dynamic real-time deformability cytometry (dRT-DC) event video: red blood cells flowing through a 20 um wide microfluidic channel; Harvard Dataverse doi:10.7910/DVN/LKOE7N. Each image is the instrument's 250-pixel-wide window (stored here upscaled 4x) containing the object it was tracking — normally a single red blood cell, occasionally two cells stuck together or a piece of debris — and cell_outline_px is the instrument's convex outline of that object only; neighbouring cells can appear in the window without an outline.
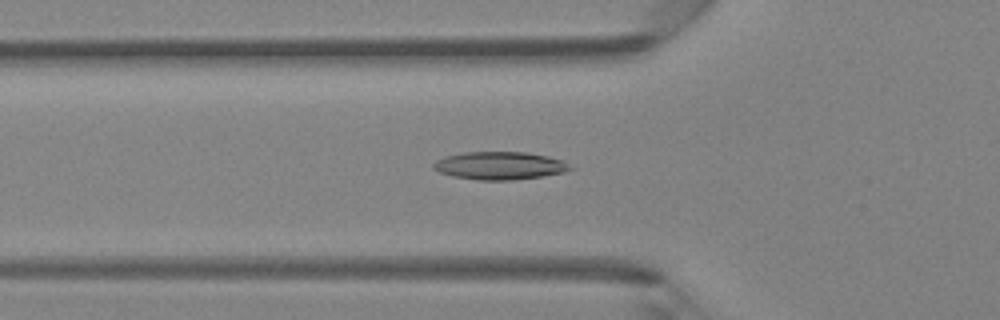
{"species": "Egyptian fruit bat (a non-hibernating species)", "species_latin": "Rousettus aegyptiacus", "temperature_condition": "room temperature", "stored_images_in_passage": 33, "camera_frame_rate_fps": 3000, "um_per_image_px": 0.085, "animal": {"sex": "female"}, "frame": {"image": 1, "passage_image": 6, "time_ms": 1.667, "image_size_px": [1000, 320], "cell_outline_px": [[576, 168], [564, 172], [544, 176], [512, 180], [480, 180], [452, 176], [440, 172], [432, 168], [432, 164], [436, 160], [444, 156], [464, 152], [524, 152], [548, 156], [560, 160]], "centroid_in_image_um": [42.46, 14.08], "position_along_channel_um": 83.3, "area_um2": 22.25}}
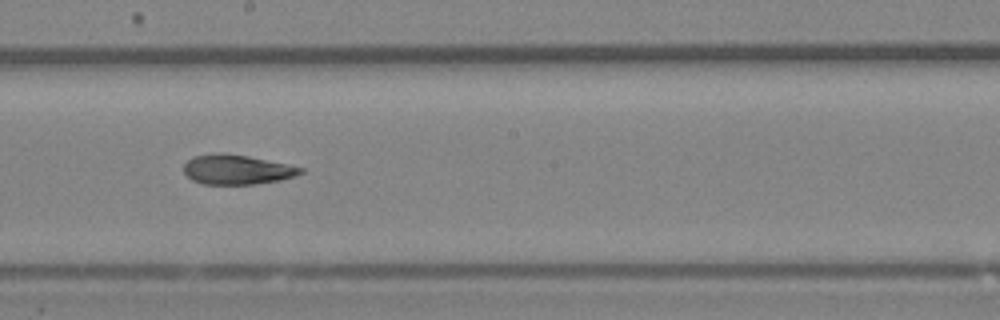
{"frame": {"image": 2, "passage_image": 16, "time_ms": 5.0, "image_size_px": [1000, 320], "cell_outline_px": [[304, 172], [280, 180], [252, 184], [204, 184], [192, 180], [184, 172], [184, 164], [192, 156], [216, 152], [248, 156], [304, 168]], "centroid_in_image_um": [20.09, 14.4], "position_along_channel_um": 228.1, "area_um2": 20.0}}
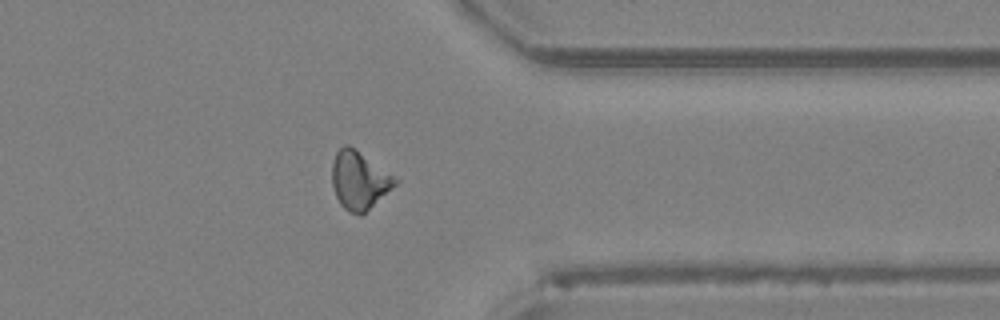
{"frame": {"image": 3, "passage_image": 27, "time_ms": 8.667, "image_size_px": [1000, 320], "cell_outline_px": [[400, 180], [396, 184], [360, 216], [348, 212], [340, 204], [336, 196], [332, 184], [332, 160], [336, 152], [344, 144], [348, 144]], "centroid_in_image_um": [30.5, 15.32], "position_along_channel_um": 380.9, "area_um2": 21.04}}